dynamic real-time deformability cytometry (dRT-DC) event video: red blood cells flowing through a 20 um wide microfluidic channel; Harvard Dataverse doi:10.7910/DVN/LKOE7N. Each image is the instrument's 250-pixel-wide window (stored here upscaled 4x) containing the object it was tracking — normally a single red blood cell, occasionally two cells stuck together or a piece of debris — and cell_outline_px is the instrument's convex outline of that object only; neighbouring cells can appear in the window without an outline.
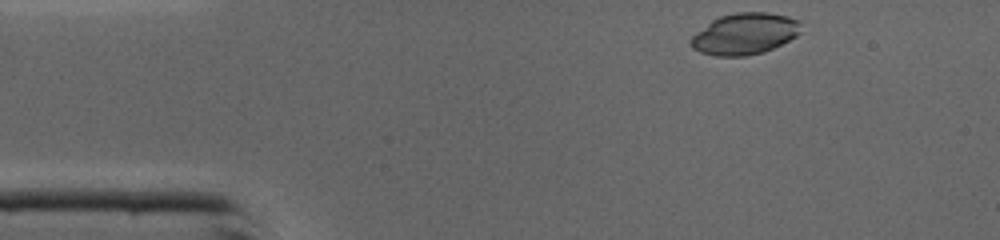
{"species": "common noctule bat (a hibernating species)", "species_latin": "Nyctalus noctula", "temperature_condition": "cold", "stored_images_in_passage": 40, "camera_frame_rate_fps": 3000, "um_per_image_px": 0.085, "animal": {"sex": "male", "body_mass_g": 19.0, "forearm_length_mm": 50.8}, "frame": {"image": 1, "passage_image": 1, "time_ms": 0.0, "image_size_px": [1000, 240], "cell_outline_px": [[800, 32], [796, 36], [764, 52], [744, 56], [716, 56], [700, 52], [692, 48], [692, 36], [696, 32], [712, 20], [720, 16], [736, 12], [764, 12], [788, 16], [796, 20]], "centroid_in_image_um": [63.27, 2.87], "position_along_channel_um": 21.7, "area_um2": 26.13}}
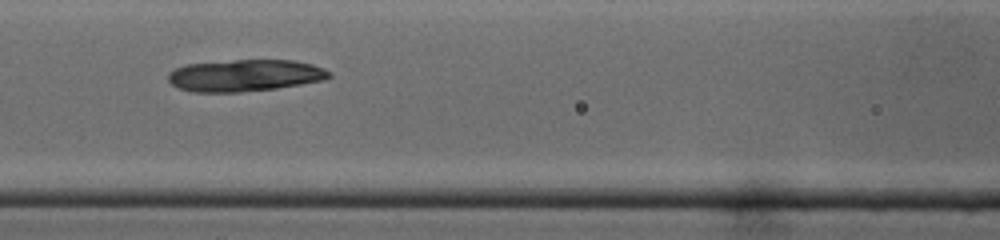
{"frame": {"image": 2, "passage_image": 14, "time_ms": 4.333, "image_size_px": [1000, 240], "cell_outline_px": [[332, 76], [324, 80], [276, 88], [240, 92], [192, 92], [176, 88], [168, 80], [168, 72], [176, 68], [188, 64], [236, 60], [292, 60], [312, 64], [324, 68], [332, 72]], "centroid_in_image_um": [20.82, 6.42], "position_along_channel_um": 145.8, "area_um2": 29.94}}
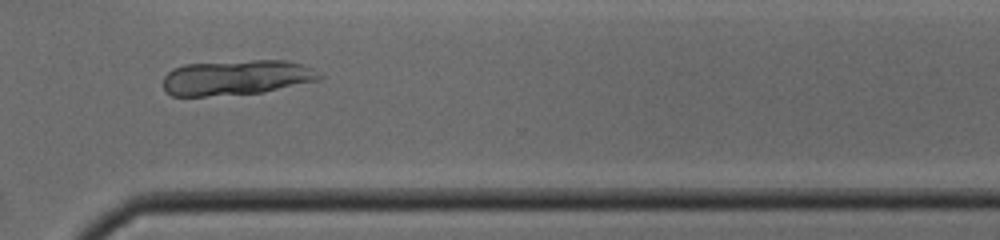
{"frame": {"image": 3, "passage_image": 28, "time_ms": 9.0, "image_size_px": [1000, 240], "cell_outline_px": [[320, 80], [264, 92], [204, 96], [172, 96], [164, 92], [164, 76], [172, 68], [184, 64], [252, 60], [284, 60], [300, 64], [312, 68], [320, 76]], "centroid_in_image_um": [20.05, 6.59], "position_along_channel_um": 350.6, "area_um2": 31.91}}